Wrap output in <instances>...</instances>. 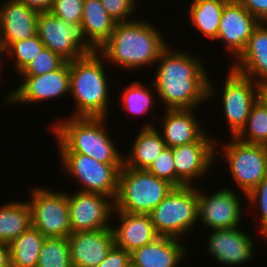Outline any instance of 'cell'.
<instances>
[{"mask_svg":"<svg viewBox=\"0 0 267 267\" xmlns=\"http://www.w3.org/2000/svg\"><path fill=\"white\" fill-rule=\"evenodd\" d=\"M201 61L169 46L160 54L150 85L166 109H195L217 94Z\"/></svg>","mask_w":267,"mask_h":267,"instance_id":"cell-1","label":"cell"},{"mask_svg":"<svg viewBox=\"0 0 267 267\" xmlns=\"http://www.w3.org/2000/svg\"><path fill=\"white\" fill-rule=\"evenodd\" d=\"M168 47L161 31L143 19L117 23L98 52L108 63L136 70L157 62Z\"/></svg>","mask_w":267,"mask_h":267,"instance_id":"cell-2","label":"cell"},{"mask_svg":"<svg viewBox=\"0 0 267 267\" xmlns=\"http://www.w3.org/2000/svg\"><path fill=\"white\" fill-rule=\"evenodd\" d=\"M105 118L70 117L52 127L59 153L88 155L104 164H123V154L114 145L105 126Z\"/></svg>","mask_w":267,"mask_h":267,"instance_id":"cell-3","label":"cell"},{"mask_svg":"<svg viewBox=\"0 0 267 267\" xmlns=\"http://www.w3.org/2000/svg\"><path fill=\"white\" fill-rule=\"evenodd\" d=\"M103 61L105 63V58L93 50L69 61L70 94L77 107V112L70 117L107 118L110 89Z\"/></svg>","mask_w":267,"mask_h":267,"instance_id":"cell-4","label":"cell"},{"mask_svg":"<svg viewBox=\"0 0 267 267\" xmlns=\"http://www.w3.org/2000/svg\"><path fill=\"white\" fill-rule=\"evenodd\" d=\"M175 186L147 170L123 167L119 173L114 212L149 214Z\"/></svg>","mask_w":267,"mask_h":267,"instance_id":"cell-5","label":"cell"},{"mask_svg":"<svg viewBox=\"0 0 267 267\" xmlns=\"http://www.w3.org/2000/svg\"><path fill=\"white\" fill-rule=\"evenodd\" d=\"M197 188L195 185L174 187L149 213L159 236L182 241L184 235H189L198 223Z\"/></svg>","mask_w":267,"mask_h":267,"instance_id":"cell-6","label":"cell"},{"mask_svg":"<svg viewBox=\"0 0 267 267\" xmlns=\"http://www.w3.org/2000/svg\"><path fill=\"white\" fill-rule=\"evenodd\" d=\"M30 196L28 204L33 228L45 238H67L71 235L67 192L35 187Z\"/></svg>","mask_w":267,"mask_h":267,"instance_id":"cell-7","label":"cell"},{"mask_svg":"<svg viewBox=\"0 0 267 267\" xmlns=\"http://www.w3.org/2000/svg\"><path fill=\"white\" fill-rule=\"evenodd\" d=\"M65 174L77 179L82 192L99 193L115 199L123 164H104L88 155L60 153ZM71 174V175H70Z\"/></svg>","mask_w":267,"mask_h":267,"instance_id":"cell-8","label":"cell"},{"mask_svg":"<svg viewBox=\"0 0 267 267\" xmlns=\"http://www.w3.org/2000/svg\"><path fill=\"white\" fill-rule=\"evenodd\" d=\"M221 149L230 173L244 195L267 175V146L248 144L231 137Z\"/></svg>","mask_w":267,"mask_h":267,"instance_id":"cell-9","label":"cell"},{"mask_svg":"<svg viewBox=\"0 0 267 267\" xmlns=\"http://www.w3.org/2000/svg\"><path fill=\"white\" fill-rule=\"evenodd\" d=\"M223 85V112L231 137H235L244 127L253 104L259 98V86L251 78L229 69Z\"/></svg>","mask_w":267,"mask_h":267,"instance_id":"cell-10","label":"cell"},{"mask_svg":"<svg viewBox=\"0 0 267 267\" xmlns=\"http://www.w3.org/2000/svg\"><path fill=\"white\" fill-rule=\"evenodd\" d=\"M37 35L44 47L68 62L79 59L91 51L83 42L77 26L59 19L51 12L39 13Z\"/></svg>","mask_w":267,"mask_h":267,"instance_id":"cell-11","label":"cell"},{"mask_svg":"<svg viewBox=\"0 0 267 267\" xmlns=\"http://www.w3.org/2000/svg\"><path fill=\"white\" fill-rule=\"evenodd\" d=\"M217 143L211 135L205 133L194 143L172 148L175 165V187L192 186L194 185L192 184L193 181L202 178L203 175L206 176V172L212 167L213 161L217 159L215 158L218 154L217 145L219 144Z\"/></svg>","mask_w":267,"mask_h":267,"instance_id":"cell-12","label":"cell"},{"mask_svg":"<svg viewBox=\"0 0 267 267\" xmlns=\"http://www.w3.org/2000/svg\"><path fill=\"white\" fill-rule=\"evenodd\" d=\"M67 195L72 233L112 227L109 223L115 210L113 198L79 190Z\"/></svg>","mask_w":267,"mask_h":267,"instance_id":"cell-13","label":"cell"},{"mask_svg":"<svg viewBox=\"0 0 267 267\" xmlns=\"http://www.w3.org/2000/svg\"><path fill=\"white\" fill-rule=\"evenodd\" d=\"M23 82L4 98L6 103L36 104L70 94V66L66 61L60 68L36 76H22Z\"/></svg>","mask_w":267,"mask_h":267,"instance_id":"cell-14","label":"cell"},{"mask_svg":"<svg viewBox=\"0 0 267 267\" xmlns=\"http://www.w3.org/2000/svg\"><path fill=\"white\" fill-rule=\"evenodd\" d=\"M200 190L197 189L198 221L212 230L240 227L243 207L235 191L224 188L208 196Z\"/></svg>","mask_w":267,"mask_h":267,"instance_id":"cell-15","label":"cell"},{"mask_svg":"<svg viewBox=\"0 0 267 267\" xmlns=\"http://www.w3.org/2000/svg\"><path fill=\"white\" fill-rule=\"evenodd\" d=\"M260 23L236 0H229L224 6L216 39L221 40L226 51L236 59Z\"/></svg>","mask_w":267,"mask_h":267,"instance_id":"cell-16","label":"cell"},{"mask_svg":"<svg viewBox=\"0 0 267 267\" xmlns=\"http://www.w3.org/2000/svg\"><path fill=\"white\" fill-rule=\"evenodd\" d=\"M67 238L73 267H98L115 245L112 227L75 232Z\"/></svg>","mask_w":267,"mask_h":267,"instance_id":"cell-17","label":"cell"},{"mask_svg":"<svg viewBox=\"0 0 267 267\" xmlns=\"http://www.w3.org/2000/svg\"><path fill=\"white\" fill-rule=\"evenodd\" d=\"M209 254L220 264L239 266L252 259L254 241L250 234L232 229H213L208 239Z\"/></svg>","mask_w":267,"mask_h":267,"instance_id":"cell-18","label":"cell"},{"mask_svg":"<svg viewBox=\"0 0 267 267\" xmlns=\"http://www.w3.org/2000/svg\"><path fill=\"white\" fill-rule=\"evenodd\" d=\"M39 12L17 0H6L0 6V42L10 44L37 35Z\"/></svg>","mask_w":267,"mask_h":267,"instance_id":"cell-19","label":"cell"},{"mask_svg":"<svg viewBox=\"0 0 267 267\" xmlns=\"http://www.w3.org/2000/svg\"><path fill=\"white\" fill-rule=\"evenodd\" d=\"M117 213V214H116ZM119 217V225H112L115 245L132 253L135 249L141 248L156 240V232L150 214L115 212Z\"/></svg>","mask_w":267,"mask_h":267,"instance_id":"cell-20","label":"cell"},{"mask_svg":"<svg viewBox=\"0 0 267 267\" xmlns=\"http://www.w3.org/2000/svg\"><path fill=\"white\" fill-rule=\"evenodd\" d=\"M231 69L256 83L267 81V23H260Z\"/></svg>","mask_w":267,"mask_h":267,"instance_id":"cell-21","label":"cell"},{"mask_svg":"<svg viewBox=\"0 0 267 267\" xmlns=\"http://www.w3.org/2000/svg\"><path fill=\"white\" fill-rule=\"evenodd\" d=\"M183 241L170 237H158L153 242L131 253L134 267H177L185 257Z\"/></svg>","mask_w":267,"mask_h":267,"instance_id":"cell-22","label":"cell"},{"mask_svg":"<svg viewBox=\"0 0 267 267\" xmlns=\"http://www.w3.org/2000/svg\"><path fill=\"white\" fill-rule=\"evenodd\" d=\"M166 110V111H165ZM162 137L167 147L173 148L198 141L205 133L194 109H164Z\"/></svg>","mask_w":267,"mask_h":267,"instance_id":"cell-23","label":"cell"},{"mask_svg":"<svg viewBox=\"0 0 267 267\" xmlns=\"http://www.w3.org/2000/svg\"><path fill=\"white\" fill-rule=\"evenodd\" d=\"M116 24L100 0H84L79 29L83 42L90 50L98 51L109 39Z\"/></svg>","mask_w":267,"mask_h":267,"instance_id":"cell-24","label":"cell"},{"mask_svg":"<svg viewBox=\"0 0 267 267\" xmlns=\"http://www.w3.org/2000/svg\"><path fill=\"white\" fill-rule=\"evenodd\" d=\"M150 122L144 123L134 138L130 155L123 157V165L133 169L147 170L156 157L166 148L162 134Z\"/></svg>","mask_w":267,"mask_h":267,"instance_id":"cell-25","label":"cell"},{"mask_svg":"<svg viewBox=\"0 0 267 267\" xmlns=\"http://www.w3.org/2000/svg\"><path fill=\"white\" fill-rule=\"evenodd\" d=\"M32 226L28 202H7L0 206V242L9 244Z\"/></svg>","mask_w":267,"mask_h":267,"instance_id":"cell-26","label":"cell"},{"mask_svg":"<svg viewBox=\"0 0 267 267\" xmlns=\"http://www.w3.org/2000/svg\"><path fill=\"white\" fill-rule=\"evenodd\" d=\"M229 0H193L189 9L190 20L206 37L215 40L221 15Z\"/></svg>","mask_w":267,"mask_h":267,"instance_id":"cell-27","label":"cell"},{"mask_svg":"<svg viewBox=\"0 0 267 267\" xmlns=\"http://www.w3.org/2000/svg\"><path fill=\"white\" fill-rule=\"evenodd\" d=\"M45 237L32 226L11 243V267H37Z\"/></svg>","mask_w":267,"mask_h":267,"instance_id":"cell-28","label":"cell"},{"mask_svg":"<svg viewBox=\"0 0 267 267\" xmlns=\"http://www.w3.org/2000/svg\"><path fill=\"white\" fill-rule=\"evenodd\" d=\"M241 142L267 146V105L258 98L242 130L235 136Z\"/></svg>","mask_w":267,"mask_h":267,"instance_id":"cell-29","label":"cell"},{"mask_svg":"<svg viewBox=\"0 0 267 267\" xmlns=\"http://www.w3.org/2000/svg\"><path fill=\"white\" fill-rule=\"evenodd\" d=\"M37 267H73L70 259L68 238H45Z\"/></svg>","mask_w":267,"mask_h":267,"instance_id":"cell-30","label":"cell"},{"mask_svg":"<svg viewBox=\"0 0 267 267\" xmlns=\"http://www.w3.org/2000/svg\"><path fill=\"white\" fill-rule=\"evenodd\" d=\"M130 85L123 91V97L121 98L125 110L134 116L148 113L152 103H154L153 93H151L149 87H145L139 81H134Z\"/></svg>","mask_w":267,"mask_h":267,"instance_id":"cell-31","label":"cell"},{"mask_svg":"<svg viewBox=\"0 0 267 267\" xmlns=\"http://www.w3.org/2000/svg\"><path fill=\"white\" fill-rule=\"evenodd\" d=\"M43 48V42L40 40L38 35H34L27 39L10 44L6 48L5 53L10 55V58H14V65L16 66L15 70H17L20 74Z\"/></svg>","mask_w":267,"mask_h":267,"instance_id":"cell-32","label":"cell"},{"mask_svg":"<svg viewBox=\"0 0 267 267\" xmlns=\"http://www.w3.org/2000/svg\"><path fill=\"white\" fill-rule=\"evenodd\" d=\"M66 60L44 47L39 54L20 73L21 76H36L54 71L60 68Z\"/></svg>","mask_w":267,"mask_h":267,"instance_id":"cell-33","label":"cell"},{"mask_svg":"<svg viewBox=\"0 0 267 267\" xmlns=\"http://www.w3.org/2000/svg\"><path fill=\"white\" fill-rule=\"evenodd\" d=\"M83 5L84 0H53L50 12L59 19L80 28Z\"/></svg>","mask_w":267,"mask_h":267,"instance_id":"cell-34","label":"cell"},{"mask_svg":"<svg viewBox=\"0 0 267 267\" xmlns=\"http://www.w3.org/2000/svg\"><path fill=\"white\" fill-rule=\"evenodd\" d=\"M245 197L251 202L252 207L259 208V229L260 235L265 237L267 241V175L259 182V184L251 190ZM258 207V208H257Z\"/></svg>","mask_w":267,"mask_h":267,"instance_id":"cell-35","label":"cell"},{"mask_svg":"<svg viewBox=\"0 0 267 267\" xmlns=\"http://www.w3.org/2000/svg\"><path fill=\"white\" fill-rule=\"evenodd\" d=\"M147 171L158 178L167 180L175 186V165L172 148H164Z\"/></svg>","mask_w":267,"mask_h":267,"instance_id":"cell-36","label":"cell"},{"mask_svg":"<svg viewBox=\"0 0 267 267\" xmlns=\"http://www.w3.org/2000/svg\"><path fill=\"white\" fill-rule=\"evenodd\" d=\"M106 12L115 20L116 23L133 21L130 15L136 9L137 0H100ZM129 17V18H127Z\"/></svg>","mask_w":267,"mask_h":267,"instance_id":"cell-37","label":"cell"},{"mask_svg":"<svg viewBox=\"0 0 267 267\" xmlns=\"http://www.w3.org/2000/svg\"><path fill=\"white\" fill-rule=\"evenodd\" d=\"M131 264V253L114 245L98 267H127Z\"/></svg>","mask_w":267,"mask_h":267,"instance_id":"cell-38","label":"cell"},{"mask_svg":"<svg viewBox=\"0 0 267 267\" xmlns=\"http://www.w3.org/2000/svg\"><path fill=\"white\" fill-rule=\"evenodd\" d=\"M261 23H267V0H236Z\"/></svg>","mask_w":267,"mask_h":267,"instance_id":"cell-39","label":"cell"},{"mask_svg":"<svg viewBox=\"0 0 267 267\" xmlns=\"http://www.w3.org/2000/svg\"><path fill=\"white\" fill-rule=\"evenodd\" d=\"M24 3L29 8L42 13V12H50L53 0H17Z\"/></svg>","mask_w":267,"mask_h":267,"instance_id":"cell-40","label":"cell"},{"mask_svg":"<svg viewBox=\"0 0 267 267\" xmlns=\"http://www.w3.org/2000/svg\"><path fill=\"white\" fill-rule=\"evenodd\" d=\"M0 267H11L9 244L0 242Z\"/></svg>","mask_w":267,"mask_h":267,"instance_id":"cell-41","label":"cell"},{"mask_svg":"<svg viewBox=\"0 0 267 267\" xmlns=\"http://www.w3.org/2000/svg\"><path fill=\"white\" fill-rule=\"evenodd\" d=\"M259 86V99L267 105V81L261 82Z\"/></svg>","mask_w":267,"mask_h":267,"instance_id":"cell-42","label":"cell"},{"mask_svg":"<svg viewBox=\"0 0 267 267\" xmlns=\"http://www.w3.org/2000/svg\"><path fill=\"white\" fill-rule=\"evenodd\" d=\"M3 52H6V48H5V46L0 42V57L3 56V55H2ZM1 61H2V58H0V71H1V69H2L1 66H2V64H3V63H1ZM0 73H1V72H0ZM0 77H1V76H0Z\"/></svg>","mask_w":267,"mask_h":267,"instance_id":"cell-43","label":"cell"}]
</instances>
